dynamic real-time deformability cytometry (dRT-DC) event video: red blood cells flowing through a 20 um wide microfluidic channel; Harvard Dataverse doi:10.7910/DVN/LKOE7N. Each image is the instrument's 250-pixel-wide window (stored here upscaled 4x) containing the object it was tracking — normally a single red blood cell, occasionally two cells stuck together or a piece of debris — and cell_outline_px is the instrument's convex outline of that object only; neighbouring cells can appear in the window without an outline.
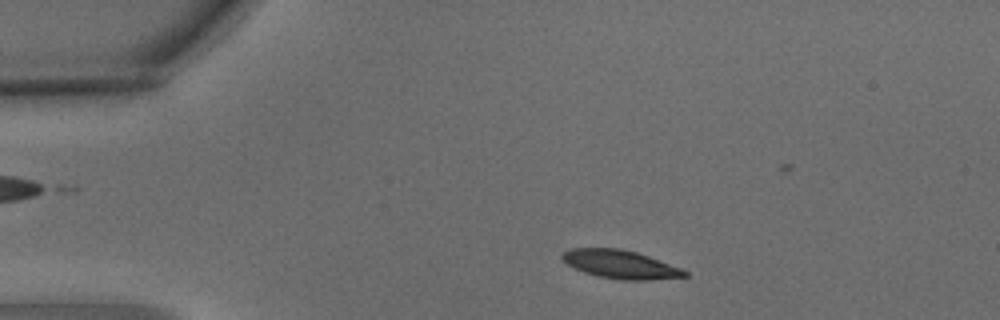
{"species": "common noctule bat (a hibernating species)", "species_latin": "Nyctalus noctula", "temperature_condition": "warm", "stored_images_in_passage": 6, "camera_frame_rate_fps": 3000, "um_per_image_px": 0.085, "animal": {"sex": "male", "body_mass_g": 15.6}, "frame": {"image": 1, "passage_image": 1, "time_ms": 0.0, "image_size_px": [1000, 320], "cell_outline_px": [[688, 276], [652, 280], [620, 280], [596, 276], [572, 268], [560, 260], [560, 256], [564, 252], [572, 248], [620, 248], [636, 252], [648, 256], [680, 268], [688, 272]], "centroid_in_image_um": [52.67, 22.47], "position_along_channel_um": 32.3, "area_um2": 20.4}}
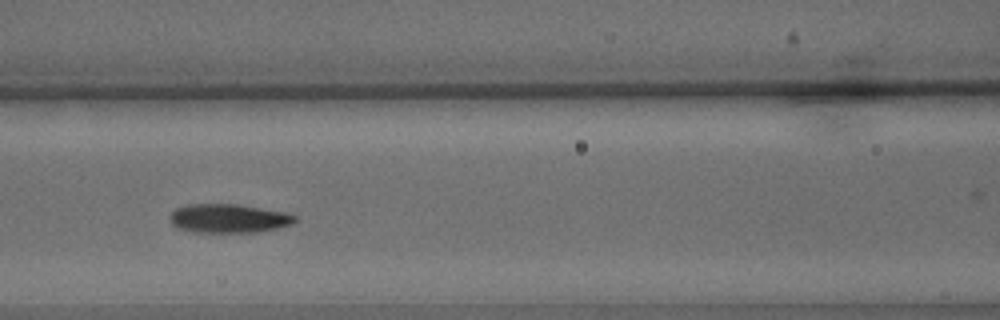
{"frame": {"image": 2, "passage_image": 4, "time_ms": 1.0, "image_size_px": [1000, 320], "cell_outline_px": [[296, 220], [292, 224], [276, 228], [256, 232], [192, 232], [180, 228], [172, 224], [168, 220], [168, 216], [176, 208], [188, 204], [236, 204], [284, 212], [296, 216]], "centroid_in_image_um": [19.38, 18.56], "position_along_channel_um": 147.2, "area_um2": 20.92}}
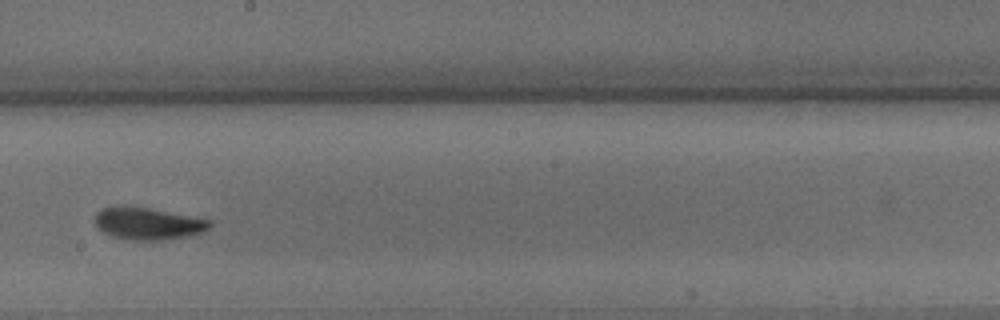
{"frame": {"image": 3, "passage_image": 6, "time_ms": 1.667, "image_size_px": [1000, 320], "cell_outline_px": [[212, 224], [204, 232], [188, 236], [164, 240], [136, 240], [108, 236], [96, 228], [96, 212], [104, 208], [120, 204], [148, 208], [212, 220]], "centroid_in_image_um": [12.55, 19.0], "position_along_channel_um": 235.7, "area_um2": 21.73}}